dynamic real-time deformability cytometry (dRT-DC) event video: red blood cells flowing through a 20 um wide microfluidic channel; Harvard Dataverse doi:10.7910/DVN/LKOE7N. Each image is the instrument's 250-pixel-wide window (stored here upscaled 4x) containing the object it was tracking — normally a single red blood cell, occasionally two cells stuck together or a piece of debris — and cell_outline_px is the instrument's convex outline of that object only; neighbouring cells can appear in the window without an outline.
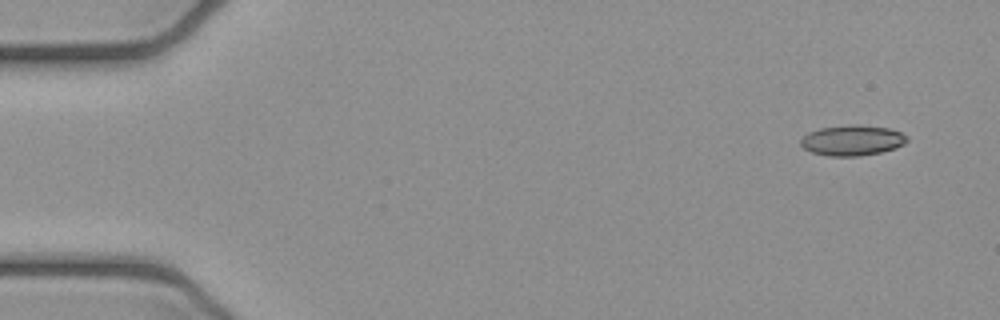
{"species": "common noctule bat (a hibernating species)", "species_latin": "Nyctalus noctula", "temperature_condition": "cold", "stored_images_in_passage": 6, "camera_frame_rate_fps": 3000, "um_per_image_px": 0.085, "animal": {"sex": "female", "body_mass_g": 21.9}, "frame": {"image": 1, "passage_image": 1, "time_ms": 0.0, "image_size_px": [1000, 320], "cell_outline_px": [[908, 140], [904, 144], [896, 148], [880, 152], [860, 156], [828, 156], [812, 152], [804, 148], [800, 144], [800, 140], [808, 132], [820, 128], [852, 124], [888, 128], [900, 132], [908, 136]], "centroid_in_image_um": [72.44, 11.93], "position_along_channel_um": 12.6, "area_um2": 18.84}}
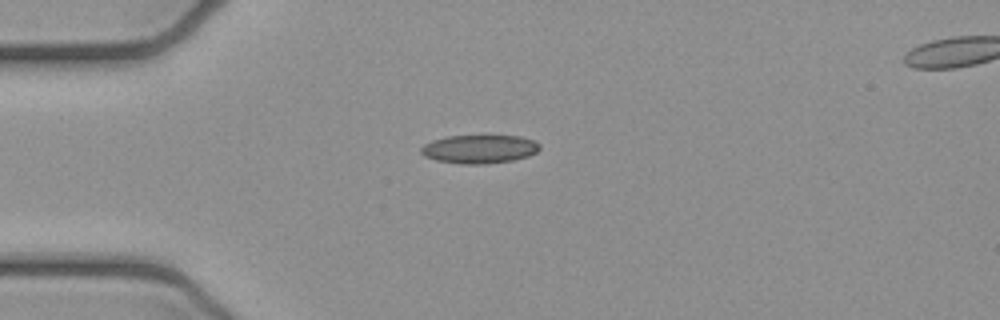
{"frame": {"image": 2, "passage_image": 4, "time_ms": 1.0, "image_size_px": [1000, 320], "cell_outline_px": [[540, 148], [536, 152], [528, 156], [512, 160], [484, 164], [460, 164], [436, 160], [424, 156], [420, 152], [420, 148], [424, 144], [432, 140], [448, 136], [484, 132], [520, 136], [532, 140], [540, 144]], "centroid_in_image_um": [40.74, 12.61], "position_along_channel_um": 44.3, "area_um2": 20.69}}
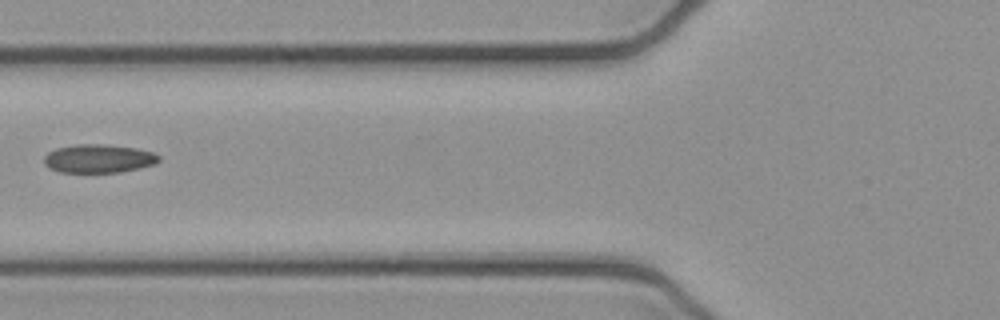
{"frame": {"image": 3, "passage_image": 6, "time_ms": 1.667, "image_size_px": [1000, 320], "cell_outline_px": [[160, 160], [156, 164], [140, 168], [120, 172], [60, 172], [48, 168], [44, 164], [44, 156], [48, 152], [56, 148], [76, 144], [104, 144], [136, 148], [152, 152], [160, 156]], "centroid_in_image_um": [8.38, 13.48], "position_along_channel_um": 117.4, "area_um2": 19.19}}